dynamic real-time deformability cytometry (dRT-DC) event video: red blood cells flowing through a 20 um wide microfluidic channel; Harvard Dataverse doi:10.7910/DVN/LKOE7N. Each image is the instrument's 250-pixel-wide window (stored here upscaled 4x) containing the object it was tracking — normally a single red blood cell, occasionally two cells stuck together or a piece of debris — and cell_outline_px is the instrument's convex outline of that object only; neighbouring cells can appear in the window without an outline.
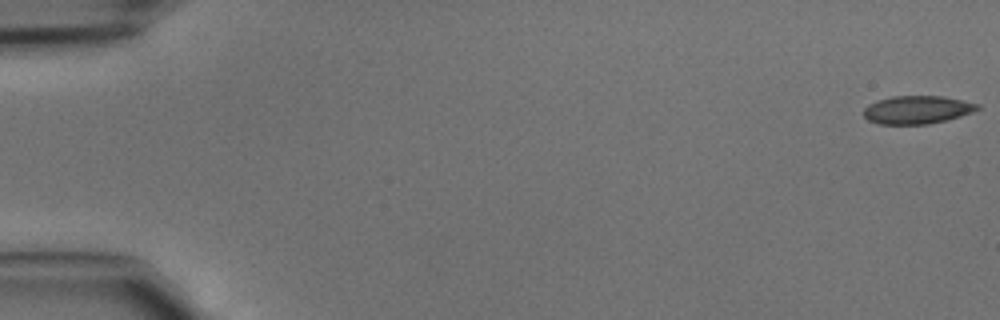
{"species": "common noctule bat (a hibernating species)", "species_latin": "Nyctalus noctula", "temperature_condition": "cold", "stored_images_in_passage": 46, "camera_frame_rate_fps": 3000, "um_per_image_px": 0.085, "animal": {"sex": "male", "body_mass_g": 15.6}, "frame": {"image": 1, "passage_image": 1, "time_ms": 0.0, "image_size_px": [1000, 320], "cell_outline_px": [[980, 108], [972, 112], [960, 116], [928, 124], [880, 124], [868, 120], [864, 116], [864, 108], [868, 104], [876, 100], [892, 96], [940, 96], [980, 104]], "centroid_in_image_um": [77.92, 9.32], "position_along_channel_um": 7.1, "area_um2": 18.5}}
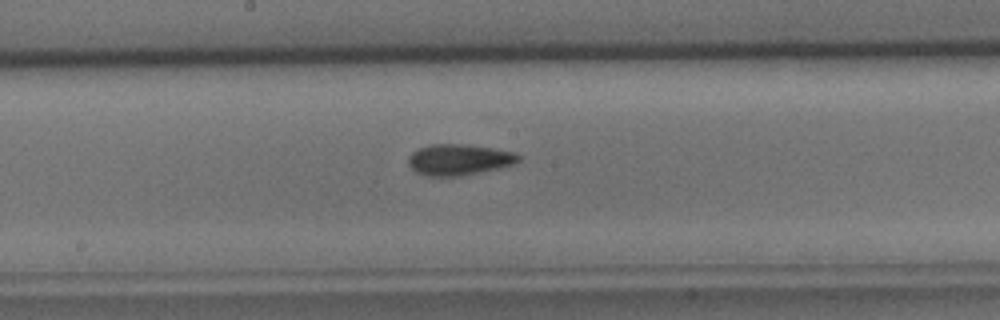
{"frame": {"image": 2, "passage_image": 25, "time_ms": 8.0, "image_size_px": [1000, 320], "cell_outline_px": [[520, 160], [516, 164], [456, 176], [428, 176], [416, 172], [408, 164], [408, 156], [416, 148], [432, 144], [464, 144], [492, 148], [516, 152], [520, 156]], "centroid_in_image_um": [38.99, 13.55], "position_along_channel_um": 209.2, "area_um2": 19.83}}
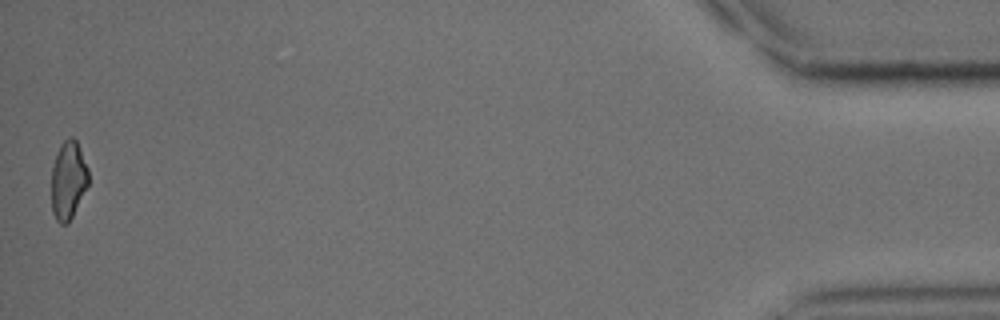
{"frame": {"image": 3, "passage_image": 46, "time_ms": 15.0, "image_size_px": [1000, 320], "cell_outline_px": [[88, 184], [68, 224], [60, 224], [56, 220], [52, 212], [52, 168], [56, 152], [60, 144], [68, 136], [72, 136], [76, 140], [80, 148], [88, 168]], "centroid_in_image_um": [5.79, 15.28], "position_along_channel_um": 429.4, "area_um2": 16.88}}